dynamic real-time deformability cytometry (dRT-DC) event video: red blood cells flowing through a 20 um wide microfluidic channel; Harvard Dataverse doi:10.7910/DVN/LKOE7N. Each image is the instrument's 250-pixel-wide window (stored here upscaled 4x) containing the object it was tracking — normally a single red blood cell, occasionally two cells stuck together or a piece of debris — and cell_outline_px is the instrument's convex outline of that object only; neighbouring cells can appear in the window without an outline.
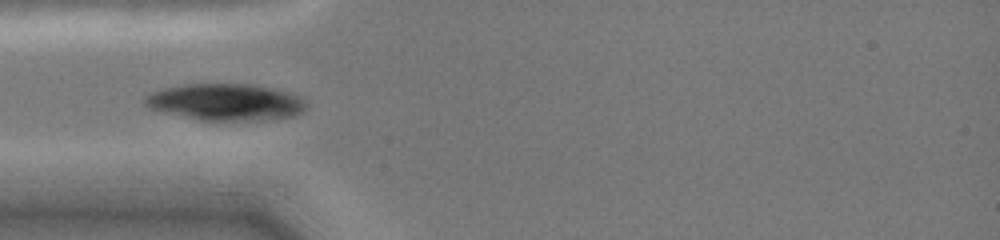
{"species": "common noctule bat (a hibernating species)", "species_latin": "Nyctalus noctula", "temperature_condition": "cold", "stored_images_in_passage": 3, "camera_frame_rate_fps": 3000, "um_per_image_px": 0.085, "animal": {"sex": "female", "body_mass_g": 19.0, "forearm_length_mm": 51.5}, "frame": {"image": 1, "passage_image": 1, "time_ms": 0.0, "image_size_px": [1000, 240], "cell_outline_px": [[308, 108], [304, 112], [296, 116], [268, 120], [200, 120], [164, 112], [148, 108], [144, 104], [144, 96], [152, 92], [164, 88], [188, 84], [252, 84], [272, 88], [288, 92], [300, 96], [308, 100]], "centroid_in_image_um": [19.26, 8.68], "position_along_channel_um": 65.7, "area_um2": 34.91}}